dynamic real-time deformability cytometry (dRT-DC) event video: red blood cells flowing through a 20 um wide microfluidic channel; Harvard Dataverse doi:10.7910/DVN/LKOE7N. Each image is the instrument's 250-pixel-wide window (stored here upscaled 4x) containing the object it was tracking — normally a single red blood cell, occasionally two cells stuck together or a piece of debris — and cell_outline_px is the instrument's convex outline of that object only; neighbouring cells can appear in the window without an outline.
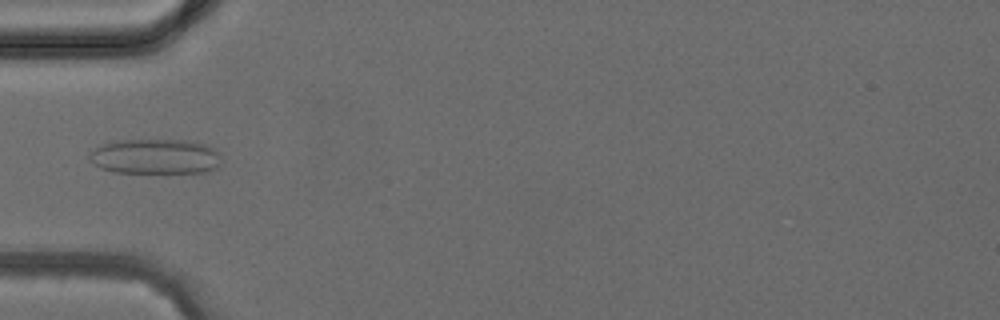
{"species": "common noctule bat (a hibernating species)", "species_latin": "Nyctalus noctula", "temperature_condition": "cold", "stored_images_in_passage": 4, "camera_frame_rate_fps": 3000, "um_per_image_px": 0.085, "animal": {"sex": "female", "body_mass_g": 24.6, "forearm_length_mm": 56.2}, "frame": {"image": 1, "passage_image": 4, "time_ms": 4.333, "image_size_px": [1000, 320], "cell_outline_px": [[220, 164], [216, 168], [208, 172], [116, 172], [100, 168], [88, 160], [88, 156], [100, 144], [116, 140], [184, 140], [204, 144], [220, 152]], "centroid_in_image_um": [13.19, 13.3], "position_along_channel_um": 71.8, "area_um2": 26.99}}